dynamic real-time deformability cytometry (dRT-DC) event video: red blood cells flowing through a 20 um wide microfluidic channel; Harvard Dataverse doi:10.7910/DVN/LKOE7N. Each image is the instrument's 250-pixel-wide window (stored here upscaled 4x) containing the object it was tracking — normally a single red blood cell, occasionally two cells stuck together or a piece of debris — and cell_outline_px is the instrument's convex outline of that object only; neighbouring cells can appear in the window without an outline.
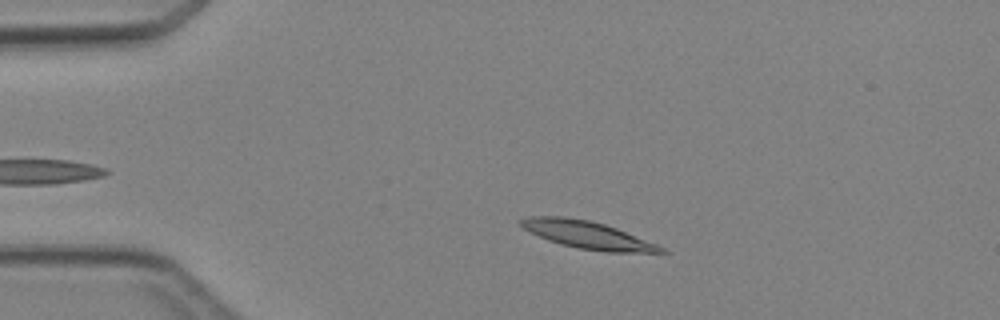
{"species": "Egyptian fruit bat (a non-hibernating species)", "species_latin": "Rousettus aegyptiacus", "temperature_condition": "cold", "stored_images_in_passage": 3, "camera_frame_rate_fps": 3000, "um_per_image_px": 0.085, "animal": {"sex": "female"}, "frame": {"image": 1, "passage_image": 3, "time_ms": 3.333, "image_size_px": [1000, 320], "cell_outline_px": [[668, 252], [604, 252], [580, 248], [560, 244], [548, 240], [516, 224], [516, 220], [528, 216], [564, 216], [588, 220], [604, 224], [616, 228], [656, 244], [664, 248]], "centroid_in_image_um": [49.86, 19.95], "position_along_channel_um": 35.1, "area_um2": 22.25}}